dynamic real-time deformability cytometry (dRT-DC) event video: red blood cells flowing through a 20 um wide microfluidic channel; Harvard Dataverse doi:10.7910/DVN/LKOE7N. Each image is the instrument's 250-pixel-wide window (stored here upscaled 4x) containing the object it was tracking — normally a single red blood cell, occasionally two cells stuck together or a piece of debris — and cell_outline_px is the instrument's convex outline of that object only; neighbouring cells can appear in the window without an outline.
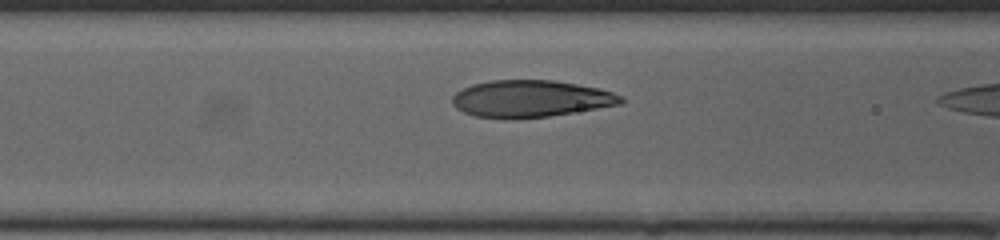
{"species": "human", "species_latin": "Homo sapiens", "temperature_condition": "cold", "stored_images_in_passage": 12, "camera_frame_rate_fps": 3000, "um_per_image_px": 0.085, "donor": {"sex": "female"}, "frame": {"image": 1, "passage_image": 10, "time_ms": 3.0, "image_size_px": [1000, 240], "cell_outline_px": [[624, 100], [620, 104], [548, 116], [512, 120], [476, 116], [464, 112], [456, 108], [452, 104], [452, 96], [456, 92], [472, 84], [488, 80], [552, 80], [600, 88], [624, 96]], "centroid_in_image_um": [45.07, 8.39], "position_along_channel_um": 121.5, "area_um2": 36.41}}